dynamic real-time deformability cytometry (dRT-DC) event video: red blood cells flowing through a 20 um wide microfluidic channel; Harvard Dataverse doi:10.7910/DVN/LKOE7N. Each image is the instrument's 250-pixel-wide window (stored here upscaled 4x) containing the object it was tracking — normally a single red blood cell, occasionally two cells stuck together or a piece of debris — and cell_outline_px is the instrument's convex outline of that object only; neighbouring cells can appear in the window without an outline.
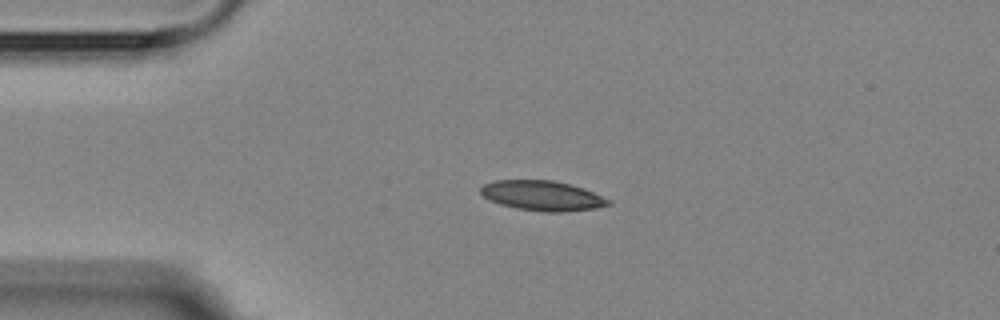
{"species": "Egyptian fruit bat (a non-hibernating species)", "species_latin": "Rousettus aegyptiacus", "temperature_condition": "room temperature", "stored_images_in_passage": 2, "camera_frame_rate_fps": 3000, "um_per_image_px": 0.085, "animal": {"sex": "female"}, "frame": {"image": 1, "passage_image": 1, "time_ms": 0.0, "image_size_px": [1000, 320], "cell_outline_px": [[612, 204], [596, 208], [564, 212], [544, 212], [516, 208], [500, 204], [484, 196], [480, 192], [480, 188], [484, 184], [496, 180], [552, 180], [584, 188], [612, 200]], "centroid_in_image_um": [46.14, 16.64], "position_along_channel_um": 38.9, "area_um2": 22.25}}